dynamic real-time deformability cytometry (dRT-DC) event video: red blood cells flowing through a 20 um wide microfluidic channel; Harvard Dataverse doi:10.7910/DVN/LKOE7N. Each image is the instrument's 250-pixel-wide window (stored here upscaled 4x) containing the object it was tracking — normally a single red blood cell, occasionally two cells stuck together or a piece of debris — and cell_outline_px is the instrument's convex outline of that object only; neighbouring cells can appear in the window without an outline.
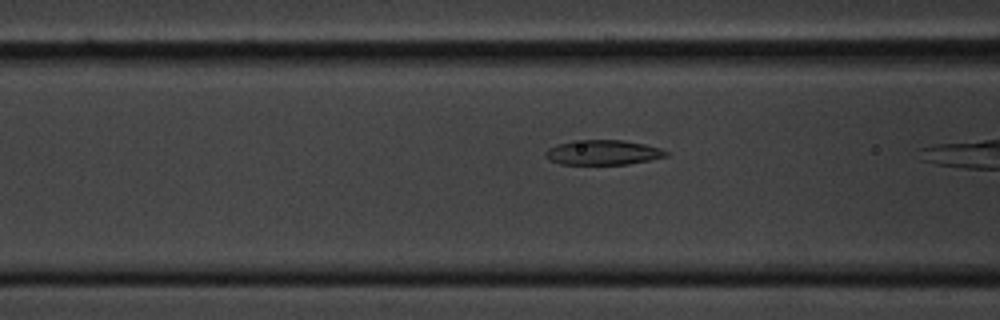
{"species": "common noctule bat (a hibernating species)", "species_latin": "Nyctalus noctula", "temperature_condition": "cold", "stored_images_in_passage": 21, "camera_frame_rate_fps": 3000, "um_per_image_px": 0.085, "animal": {"sex": "male", "body_mass_g": 20.1, "forearm_length_mm": 53.5}, "frame": {"image": 1, "passage_image": 18, "time_ms": 5.667, "image_size_px": [1000, 320], "cell_outline_px": [[668, 156], [628, 164], [560, 164], [548, 160], [544, 156], [544, 152], [548, 148], [556, 144], [572, 140], [624, 140], [644, 144], [660, 148], [668, 152]], "centroid_in_image_um": [51.19, 12.95], "position_along_channel_um": 115.4, "area_um2": 17.57}}